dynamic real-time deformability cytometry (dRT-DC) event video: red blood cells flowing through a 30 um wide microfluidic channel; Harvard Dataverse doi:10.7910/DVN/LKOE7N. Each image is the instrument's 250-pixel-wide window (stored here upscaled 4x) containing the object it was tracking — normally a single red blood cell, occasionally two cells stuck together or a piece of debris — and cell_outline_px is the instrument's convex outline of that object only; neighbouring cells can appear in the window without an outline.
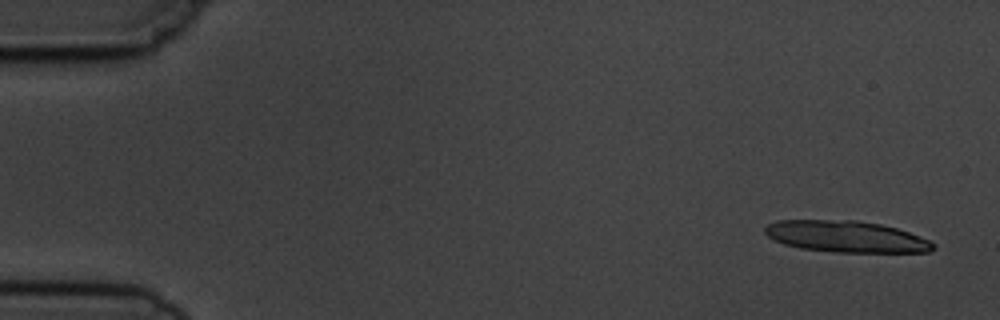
{"species": "common noctule bat (a hibernating species)", "species_latin": "Nyctalus noctula", "temperature_condition": "cold", "stored_images_in_passage": 6, "segment_of_instrument_passage": [2, 2], "camera_frame_rate_fps": 3000, "um_per_image_px": 0.085, "animal": {"sex": "male", "body_mass_g": 19.5, "forearm_length_mm": 54.6}, "frame": {"image": 1, "passage_image": 6, "time_ms": 6.667, "image_size_px": [1000, 320], "cell_outline_px": [[936, 248], [928, 252], [836, 252], [800, 248], [784, 244], [772, 240], [764, 232], [764, 228], [768, 224], [776, 220], [856, 220], [880, 224], [896, 228], [908, 232], [928, 240], [936, 244]], "centroid_in_image_um": [71.89, 20.11], "position_along_channel_um": 13.1, "area_um2": 30.87}}